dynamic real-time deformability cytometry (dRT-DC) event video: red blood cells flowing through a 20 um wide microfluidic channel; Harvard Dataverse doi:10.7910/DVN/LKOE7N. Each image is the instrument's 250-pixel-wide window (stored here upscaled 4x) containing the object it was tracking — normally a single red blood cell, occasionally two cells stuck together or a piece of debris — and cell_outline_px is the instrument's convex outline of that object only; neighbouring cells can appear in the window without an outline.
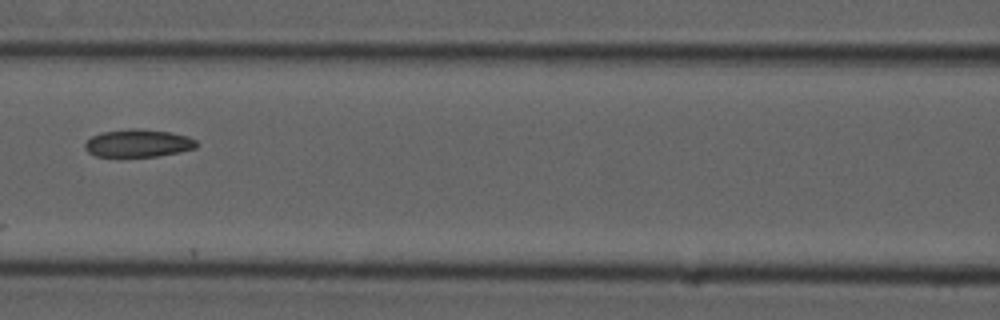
{"species": "common noctule bat (a hibernating species)", "species_latin": "Nyctalus noctula", "temperature_condition": "cold", "stored_images_in_passage": 4, "camera_frame_rate_fps": 3000, "um_per_image_px": 0.085, "animal": {"sex": "male", "forearm_length_mm": 52.5}, "frame": {"image": 1, "passage_image": 4, "time_ms": 3.333, "image_size_px": [1000, 320], "cell_outline_px": [[200, 144], [196, 148], [180, 152], [156, 156], [96, 156], [88, 152], [84, 148], [84, 144], [92, 136], [100, 132], [132, 128], [140, 128], [168, 132], [188, 136], [196, 140]], "centroid_in_image_um": [11.76, 12.16], "position_along_channel_um": 154.8, "area_um2": 18.09}}